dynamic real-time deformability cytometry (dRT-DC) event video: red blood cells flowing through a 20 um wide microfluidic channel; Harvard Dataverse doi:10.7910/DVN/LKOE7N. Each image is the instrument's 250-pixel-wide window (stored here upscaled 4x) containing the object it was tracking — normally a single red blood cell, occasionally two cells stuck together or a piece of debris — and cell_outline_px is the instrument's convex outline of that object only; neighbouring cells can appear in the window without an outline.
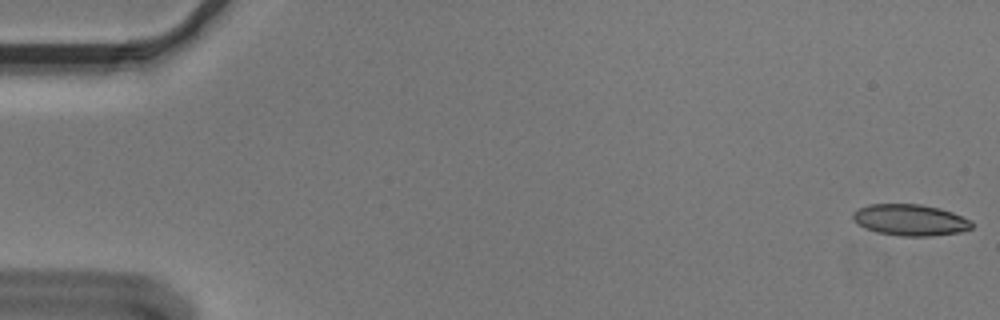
{"species": "Egyptian fruit bat (a non-hibernating species)", "species_latin": "Rousettus aegyptiacus", "temperature_condition": "cold", "stored_images_in_passage": 55, "camera_frame_rate_fps": 3000, "um_per_image_px": 0.085, "animal": {"sex": "male"}, "frame": {"image": 1, "passage_image": 1, "time_ms": 0.0, "image_size_px": [1000, 320], "cell_outline_px": [[972, 228], [960, 232], [932, 236], [900, 236], [876, 232], [864, 228], [856, 224], [852, 220], [852, 212], [868, 204], [920, 204], [940, 208], [952, 212], [972, 220]], "centroid_in_image_um": [77.34, 18.7], "position_along_channel_um": 7.7, "area_um2": 21.96}}
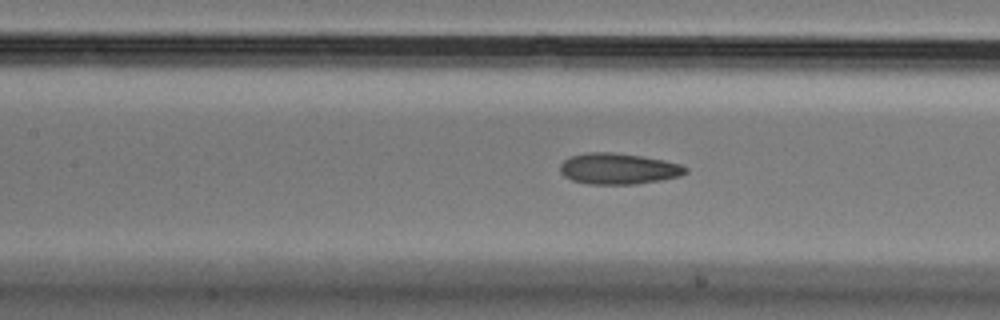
{"frame": {"image": 2, "passage_image": 25, "time_ms": 8.0, "image_size_px": [1000, 320], "cell_outline_px": [[688, 172], [680, 176], [660, 180], [636, 184], [592, 184], [572, 180], [564, 176], [560, 172], [560, 164], [564, 160], [572, 156], [584, 152], [612, 152], [640, 156], [664, 160], [680, 164], [688, 168]], "centroid_in_image_um": [52.56, 14.34], "position_along_channel_um": 154.8, "area_um2": 22.66}}
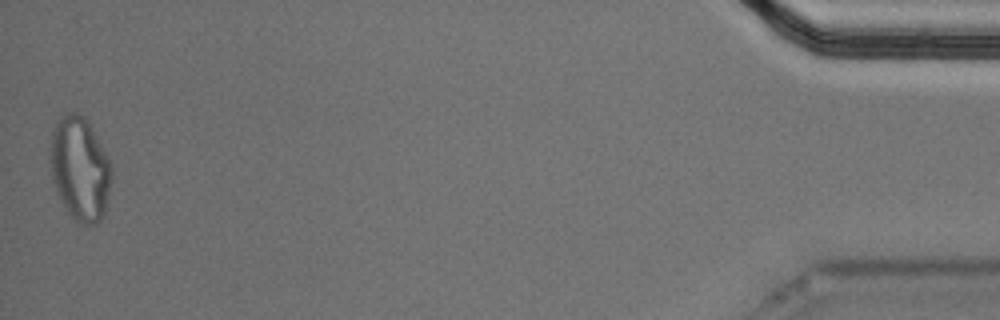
{"frame": {"image": 3, "passage_image": 55, "time_ms": 18.0, "image_size_px": [1000, 320], "cell_outline_px": [[112, 180], [108, 208], [104, 216], [96, 224], [80, 224], [68, 212], [56, 192], [52, 180], [52, 132], [56, 120], [60, 116], [68, 112], [76, 112], [84, 116], [92, 128], [112, 168]], "centroid_in_image_um": [6.83, 14.38], "position_along_channel_um": 428.4, "area_um2": 36.99}, "authors_computed_cell_mechanics": {"area_um2": 22.4842, "velocity_mm_per_s": 3.6165, "shape_relaxation_time_tau1_ms": null, "shape_relaxation_time_tau2_ms": 2.2506, "deformation_change_tau1": null, "deformation_change_tau2": 0.0817}}